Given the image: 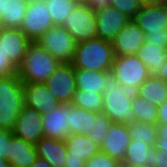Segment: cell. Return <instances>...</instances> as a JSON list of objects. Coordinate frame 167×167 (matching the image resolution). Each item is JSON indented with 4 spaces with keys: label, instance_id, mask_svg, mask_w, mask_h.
Listing matches in <instances>:
<instances>
[{
    "label": "cell",
    "instance_id": "5",
    "mask_svg": "<svg viewBox=\"0 0 167 167\" xmlns=\"http://www.w3.org/2000/svg\"><path fill=\"white\" fill-rule=\"evenodd\" d=\"M111 72L123 87L132 92L151 75L137 55L115 56Z\"/></svg>",
    "mask_w": 167,
    "mask_h": 167
},
{
    "label": "cell",
    "instance_id": "39",
    "mask_svg": "<svg viewBox=\"0 0 167 167\" xmlns=\"http://www.w3.org/2000/svg\"><path fill=\"white\" fill-rule=\"evenodd\" d=\"M65 166L64 167H85L86 161L81 158L68 157V153L65 156Z\"/></svg>",
    "mask_w": 167,
    "mask_h": 167
},
{
    "label": "cell",
    "instance_id": "34",
    "mask_svg": "<svg viewBox=\"0 0 167 167\" xmlns=\"http://www.w3.org/2000/svg\"><path fill=\"white\" fill-rule=\"evenodd\" d=\"M17 73V67L5 56L0 47V78L8 77Z\"/></svg>",
    "mask_w": 167,
    "mask_h": 167
},
{
    "label": "cell",
    "instance_id": "35",
    "mask_svg": "<svg viewBox=\"0 0 167 167\" xmlns=\"http://www.w3.org/2000/svg\"><path fill=\"white\" fill-rule=\"evenodd\" d=\"M13 137L12 131L0 128V158L6 159L8 154L9 142Z\"/></svg>",
    "mask_w": 167,
    "mask_h": 167
},
{
    "label": "cell",
    "instance_id": "31",
    "mask_svg": "<svg viewBox=\"0 0 167 167\" xmlns=\"http://www.w3.org/2000/svg\"><path fill=\"white\" fill-rule=\"evenodd\" d=\"M111 124L112 121L109 117L105 113L99 112L93 117L92 131L87 136L100 145Z\"/></svg>",
    "mask_w": 167,
    "mask_h": 167
},
{
    "label": "cell",
    "instance_id": "32",
    "mask_svg": "<svg viewBox=\"0 0 167 167\" xmlns=\"http://www.w3.org/2000/svg\"><path fill=\"white\" fill-rule=\"evenodd\" d=\"M111 7L127 15L131 20L136 16L142 7L139 0H110Z\"/></svg>",
    "mask_w": 167,
    "mask_h": 167
},
{
    "label": "cell",
    "instance_id": "10",
    "mask_svg": "<svg viewBox=\"0 0 167 167\" xmlns=\"http://www.w3.org/2000/svg\"><path fill=\"white\" fill-rule=\"evenodd\" d=\"M12 134L35 145L44 137L42 114L24 105L16 119Z\"/></svg>",
    "mask_w": 167,
    "mask_h": 167
},
{
    "label": "cell",
    "instance_id": "24",
    "mask_svg": "<svg viewBox=\"0 0 167 167\" xmlns=\"http://www.w3.org/2000/svg\"><path fill=\"white\" fill-rule=\"evenodd\" d=\"M136 55L146 65L151 75H154L165 65L167 48H160L158 45L145 41Z\"/></svg>",
    "mask_w": 167,
    "mask_h": 167
},
{
    "label": "cell",
    "instance_id": "49",
    "mask_svg": "<svg viewBox=\"0 0 167 167\" xmlns=\"http://www.w3.org/2000/svg\"><path fill=\"white\" fill-rule=\"evenodd\" d=\"M4 0H0V14H1V9H2V4Z\"/></svg>",
    "mask_w": 167,
    "mask_h": 167
},
{
    "label": "cell",
    "instance_id": "20",
    "mask_svg": "<svg viewBox=\"0 0 167 167\" xmlns=\"http://www.w3.org/2000/svg\"><path fill=\"white\" fill-rule=\"evenodd\" d=\"M68 157L81 158L88 161L100 151V146L87 135L70 134L65 140Z\"/></svg>",
    "mask_w": 167,
    "mask_h": 167
},
{
    "label": "cell",
    "instance_id": "8",
    "mask_svg": "<svg viewBox=\"0 0 167 167\" xmlns=\"http://www.w3.org/2000/svg\"><path fill=\"white\" fill-rule=\"evenodd\" d=\"M52 18L43 0H28L27 10L20 30L32 41H37L49 28Z\"/></svg>",
    "mask_w": 167,
    "mask_h": 167
},
{
    "label": "cell",
    "instance_id": "18",
    "mask_svg": "<svg viewBox=\"0 0 167 167\" xmlns=\"http://www.w3.org/2000/svg\"><path fill=\"white\" fill-rule=\"evenodd\" d=\"M38 157L35 145L15 136L9 142L6 160L10 167H31Z\"/></svg>",
    "mask_w": 167,
    "mask_h": 167
},
{
    "label": "cell",
    "instance_id": "38",
    "mask_svg": "<svg viewBox=\"0 0 167 167\" xmlns=\"http://www.w3.org/2000/svg\"><path fill=\"white\" fill-rule=\"evenodd\" d=\"M110 5V0H89L87 6L93 11H99Z\"/></svg>",
    "mask_w": 167,
    "mask_h": 167
},
{
    "label": "cell",
    "instance_id": "1",
    "mask_svg": "<svg viewBox=\"0 0 167 167\" xmlns=\"http://www.w3.org/2000/svg\"><path fill=\"white\" fill-rule=\"evenodd\" d=\"M103 108L112 123L130 124L136 121L132 108L134 92L123 87L110 72L105 78Z\"/></svg>",
    "mask_w": 167,
    "mask_h": 167
},
{
    "label": "cell",
    "instance_id": "37",
    "mask_svg": "<svg viewBox=\"0 0 167 167\" xmlns=\"http://www.w3.org/2000/svg\"><path fill=\"white\" fill-rule=\"evenodd\" d=\"M154 167H167V149L153 152Z\"/></svg>",
    "mask_w": 167,
    "mask_h": 167
},
{
    "label": "cell",
    "instance_id": "47",
    "mask_svg": "<svg viewBox=\"0 0 167 167\" xmlns=\"http://www.w3.org/2000/svg\"><path fill=\"white\" fill-rule=\"evenodd\" d=\"M78 4H85L87 5L89 0H75Z\"/></svg>",
    "mask_w": 167,
    "mask_h": 167
},
{
    "label": "cell",
    "instance_id": "6",
    "mask_svg": "<svg viewBox=\"0 0 167 167\" xmlns=\"http://www.w3.org/2000/svg\"><path fill=\"white\" fill-rule=\"evenodd\" d=\"M37 42L59 62H72L77 42L64 27L49 28Z\"/></svg>",
    "mask_w": 167,
    "mask_h": 167
},
{
    "label": "cell",
    "instance_id": "9",
    "mask_svg": "<svg viewBox=\"0 0 167 167\" xmlns=\"http://www.w3.org/2000/svg\"><path fill=\"white\" fill-rule=\"evenodd\" d=\"M45 84L60 103H71L77 90L75 68L71 63H61Z\"/></svg>",
    "mask_w": 167,
    "mask_h": 167
},
{
    "label": "cell",
    "instance_id": "4",
    "mask_svg": "<svg viewBox=\"0 0 167 167\" xmlns=\"http://www.w3.org/2000/svg\"><path fill=\"white\" fill-rule=\"evenodd\" d=\"M24 106L23 83L18 74L0 78V128L12 131Z\"/></svg>",
    "mask_w": 167,
    "mask_h": 167
},
{
    "label": "cell",
    "instance_id": "43",
    "mask_svg": "<svg viewBox=\"0 0 167 167\" xmlns=\"http://www.w3.org/2000/svg\"><path fill=\"white\" fill-rule=\"evenodd\" d=\"M31 167H51V165L44 158L38 156Z\"/></svg>",
    "mask_w": 167,
    "mask_h": 167
},
{
    "label": "cell",
    "instance_id": "26",
    "mask_svg": "<svg viewBox=\"0 0 167 167\" xmlns=\"http://www.w3.org/2000/svg\"><path fill=\"white\" fill-rule=\"evenodd\" d=\"M96 114V112L87 111L70 103V134L87 135L89 132H91L93 126V117Z\"/></svg>",
    "mask_w": 167,
    "mask_h": 167
},
{
    "label": "cell",
    "instance_id": "27",
    "mask_svg": "<svg viewBox=\"0 0 167 167\" xmlns=\"http://www.w3.org/2000/svg\"><path fill=\"white\" fill-rule=\"evenodd\" d=\"M54 26H62L78 3L75 0H43Z\"/></svg>",
    "mask_w": 167,
    "mask_h": 167
},
{
    "label": "cell",
    "instance_id": "40",
    "mask_svg": "<svg viewBox=\"0 0 167 167\" xmlns=\"http://www.w3.org/2000/svg\"><path fill=\"white\" fill-rule=\"evenodd\" d=\"M157 124H167V101L158 106Z\"/></svg>",
    "mask_w": 167,
    "mask_h": 167
},
{
    "label": "cell",
    "instance_id": "30",
    "mask_svg": "<svg viewBox=\"0 0 167 167\" xmlns=\"http://www.w3.org/2000/svg\"><path fill=\"white\" fill-rule=\"evenodd\" d=\"M71 104L87 111L99 113L103 108V94L76 90Z\"/></svg>",
    "mask_w": 167,
    "mask_h": 167
},
{
    "label": "cell",
    "instance_id": "28",
    "mask_svg": "<svg viewBox=\"0 0 167 167\" xmlns=\"http://www.w3.org/2000/svg\"><path fill=\"white\" fill-rule=\"evenodd\" d=\"M132 108L136 114V121L157 125L158 106L153 105L134 93L132 98Z\"/></svg>",
    "mask_w": 167,
    "mask_h": 167
},
{
    "label": "cell",
    "instance_id": "17",
    "mask_svg": "<svg viewBox=\"0 0 167 167\" xmlns=\"http://www.w3.org/2000/svg\"><path fill=\"white\" fill-rule=\"evenodd\" d=\"M132 20L144 31V34L162 33L167 29V3L144 5Z\"/></svg>",
    "mask_w": 167,
    "mask_h": 167
},
{
    "label": "cell",
    "instance_id": "15",
    "mask_svg": "<svg viewBox=\"0 0 167 167\" xmlns=\"http://www.w3.org/2000/svg\"><path fill=\"white\" fill-rule=\"evenodd\" d=\"M145 41L144 31L131 20L112 41L114 55H136Z\"/></svg>",
    "mask_w": 167,
    "mask_h": 167
},
{
    "label": "cell",
    "instance_id": "23",
    "mask_svg": "<svg viewBox=\"0 0 167 167\" xmlns=\"http://www.w3.org/2000/svg\"><path fill=\"white\" fill-rule=\"evenodd\" d=\"M27 5L28 0H4L0 14V27L20 28Z\"/></svg>",
    "mask_w": 167,
    "mask_h": 167
},
{
    "label": "cell",
    "instance_id": "33",
    "mask_svg": "<svg viewBox=\"0 0 167 167\" xmlns=\"http://www.w3.org/2000/svg\"><path fill=\"white\" fill-rule=\"evenodd\" d=\"M120 164L117 159L99 151L86 162L85 167H118Z\"/></svg>",
    "mask_w": 167,
    "mask_h": 167
},
{
    "label": "cell",
    "instance_id": "21",
    "mask_svg": "<svg viewBox=\"0 0 167 167\" xmlns=\"http://www.w3.org/2000/svg\"><path fill=\"white\" fill-rule=\"evenodd\" d=\"M156 146H149L145 142H140L135 139H130L125 157L121 164L125 166L146 165L154 167L153 152Z\"/></svg>",
    "mask_w": 167,
    "mask_h": 167
},
{
    "label": "cell",
    "instance_id": "16",
    "mask_svg": "<svg viewBox=\"0 0 167 167\" xmlns=\"http://www.w3.org/2000/svg\"><path fill=\"white\" fill-rule=\"evenodd\" d=\"M24 105L42 115L51 112L60 102L54 97L45 83L23 84Z\"/></svg>",
    "mask_w": 167,
    "mask_h": 167
},
{
    "label": "cell",
    "instance_id": "41",
    "mask_svg": "<svg viewBox=\"0 0 167 167\" xmlns=\"http://www.w3.org/2000/svg\"><path fill=\"white\" fill-rule=\"evenodd\" d=\"M158 138H167V124H157Z\"/></svg>",
    "mask_w": 167,
    "mask_h": 167
},
{
    "label": "cell",
    "instance_id": "46",
    "mask_svg": "<svg viewBox=\"0 0 167 167\" xmlns=\"http://www.w3.org/2000/svg\"><path fill=\"white\" fill-rule=\"evenodd\" d=\"M0 167H10V165L6 159L0 158Z\"/></svg>",
    "mask_w": 167,
    "mask_h": 167
},
{
    "label": "cell",
    "instance_id": "22",
    "mask_svg": "<svg viewBox=\"0 0 167 167\" xmlns=\"http://www.w3.org/2000/svg\"><path fill=\"white\" fill-rule=\"evenodd\" d=\"M134 93L153 105L160 106L167 101V82L150 75Z\"/></svg>",
    "mask_w": 167,
    "mask_h": 167
},
{
    "label": "cell",
    "instance_id": "12",
    "mask_svg": "<svg viewBox=\"0 0 167 167\" xmlns=\"http://www.w3.org/2000/svg\"><path fill=\"white\" fill-rule=\"evenodd\" d=\"M70 103H60L51 112L42 115L44 137L64 141L69 135Z\"/></svg>",
    "mask_w": 167,
    "mask_h": 167
},
{
    "label": "cell",
    "instance_id": "50",
    "mask_svg": "<svg viewBox=\"0 0 167 167\" xmlns=\"http://www.w3.org/2000/svg\"><path fill=\"white\" fill-rule=\"evenodd\" d=\"M118 167H128V166H125V165H123V164H120Z\"/></svg>",
    "mask_w": 167,
    "mask_h": 167
},
{
    "label": "cell",
    "instance_id": "13",
    "mask_svg": "<svg viewBox=\"0 0 167 167\" xmlns=\"http://www.w3.org/2000/svg\"><path fill=\"white\" fill-rule=\"evenodd\" d=\"M97 23V38L112 42L121 28L125 27L131 19L118 11L116 8L108 6L95 12Z\"/></svg>",
    "mask_w": 167,
    "mask_h": 167
},
{
    "label": "cell",
    "instance_id": "36",
    "mask_svg": "<svg viewBox=\"0 0 167 167\" xmlns=\"http://www.w3.org/2000/svg\"><path fill=\"white\" fill-rule=\"evenodd\" d=\"M146 41L158 45L160 48H167V29H165L162 33L145 34Z\"/></svg>",
    "mask_w": 167,
    "mask_h": 167
},
{
    "label": "cell",
    "instance_id": "45",
    "mask_svg": "<svg viewBox=\"0 0 167 167\" xmlns=\"http://www.w3.org/2000/svg\"><path fill=\"white\" fill-rule=\"evenodd\" d=\"M155 146L157 150L167 149V138H157V142Z\"/></svg>",
    "mask_w": 167,
    "mask_h": 167
},
{
    "label": "cell",
    "instance_id": "7",
    "mask_svg": "<svg viewBox=\"0 0 167 167\" xmlns=\"http://www.w3.org/2000/svg\"><path fill=\"white\" fill-rule=\"evenodd\" d=\"M96 23L95 11L85 4H78L66 18L62 27L77 43H80L97 37Z\"/></svg>",
    "mask_w": 167,
    "mask_h": 167
},
{
    "label": "cell",
    "instance_id": "19",
    "mask_svg": "<svg viewBox=\"0 0 167 167\" xmlns=\"http://www.w3.org/2000/svg\"><path fill=\"white\" fill-rule=\"evenodd\" d=\"M35 148L38 156L44 158L51 167L65 166L67 149L64 141L43 137L35 144Z\"/></svg>",
    "mask_w": 167,
    "mask_h": 167
},
{
    "label": "cell",
    "instance_id": "2",
    "mask_svg": "<svg viewBox=\"0 0 167 167\" xmlns=\"http://www.w3.org/2000/svg\"><path fill=\"white\" fill-rule=\"evenodd\" d=\"M114 58L112 42L96 37L77 43L71 64L75 69L111 72Z\"/></svg>",
    "mask_w": 167,
    "mask_h": 167
},
{
    "label": "cell",
    "instance_id": "14",
    "mask_svg": "<svg viewBox=\"0 0 167 167\" xmlns=\"http://www.w3.org/2000/svg\"><path fill=\"white\" fill-rule=\"evenodd\" d=\"M130 139L128 124L112 123L107 135L99 145L100 151L121 163L125 157Z\"/></svg>",
    "mask_w": 167,
    "mask_h": 167
},
{
    "label": "cell",
    "instance_id": "48",
    "mask_svg": "<svg viewBox=\"0 0 167 167\" xmlns=\"http://www.w3.org/2000/svg\"><path fill=\"white\" fill-rule=\"evenodd\" d=\"M128 167H148L146 165L128 166Z\"/></svg>",
    "mask_w": 167,
    "mask_h": 167
},
{
    "label": "cell",
    "instance_id": "42",
    "mask_svg": "<svg viewBox=\"0 0 167 167\" xmlns=\"http://www.w3.org/2000/svg\"><path fill=\"white\" fill-rule=\"evenodd\" d=\"M154 75L158 78H162L167 82V60L165 62V65L160 68Z\"/></svg>",
    "mask_w": 167,
    "mask_h": 167
},
{
    "label": "cell",
    "instance_id": "29",
    "mask_svg": "<svg viewBox=\"0 0 167 167\" xmlns=\"http://www.w3.org/2000/svg\"><path fill=\"white\" fill-rule=\"evenodd\" d=\"M131 139L145 142L149 146L156 145L157 142V125L134 121L128 124Z\"/></svg>",
    "mask_w": 167,
    "mask_h": 167
},
{
    "label": "cell",
    "instance_id": "11",
    "mask_svg": "<svg viewBox=\"0 0 167 167\" xmlns=\"http://www.w3.org/2000/svg\"><path fill=\"white\" fill-rule=\"evenodd\" d=\"M31 43L20 28L0 27V47L16 67L21 64Z\"/></svg>",
    "mask_w": 167,
    "mask_h": 167
},
{
    "label": "cell",
    "instance_id": "44",
    "mask_svg": "<svg viewBox=\"0 0 167 167\" xmlns=\"http://www.w3.org/2000/svg\"><path fill=\"white\" fill-rule=\"evenodd\" d=\"M141 5H159L167 3V0H139Z\"/></svg>",
    "mask_w": 167,
    "mask_h": 167
},
{
    "label": "cell",
    "instance_id": "25",
    "mask_svg": "<svg viewBox=\"0 0 167 167\" xmlns=\"http://www.w3.org/2000/svg\"><path fill=\"white\" fill-rule=\"evenodd\" d=\"M109 73L75 69L76 89L103 94L105 78Z\"/></svg>",
    "mask_w": 167,
    "mask_h": 167
},
{
    "label": "cell",
    "instance_id": "3",
    "mask_svg": "<svg viewBox=\"0 0 167 167\" xmlns=\"http://www.w3.org/2000/svg\"><path fill=\"white\" fill-rule=\"evenodd\" d=\"M60 64L61 62L35 41L29 45L21 64L17 67V74L23 84L45 83Z\"/></svg>",
    "mask_w": 167,
    "mask_h": 167
}]
</instances>
